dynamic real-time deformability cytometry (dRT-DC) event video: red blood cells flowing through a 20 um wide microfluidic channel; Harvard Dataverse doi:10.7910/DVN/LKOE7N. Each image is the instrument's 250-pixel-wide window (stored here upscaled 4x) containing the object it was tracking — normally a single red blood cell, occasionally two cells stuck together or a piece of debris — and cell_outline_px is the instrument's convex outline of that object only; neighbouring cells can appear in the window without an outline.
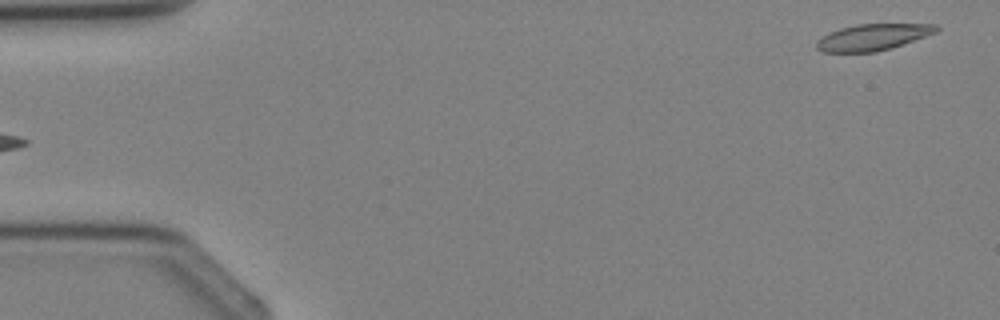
{"species": "Egyptian fruit bat (a non-hibernating species)", "species_latin": "Rousettus aegyptiacus", "temperature_condition": "cold", "stored_images_in_passage": 3, "segment_of_instrument_passage": [2, 2], "camera_frame_rate_fps": 3000, "um_per_image_px": 0.085, "animal": {"sex": "female"}, "frame": {"image": 1, "passage_image": 3, "time_ms": 2.333, "image_size_px": [1000, 320], "cell_outline_px": [[940, 28], [936, 32], [892, 48], [876, 52], [820, 52], [816, 48], [816, 40], [840, 28], [856, 24], [936, 24]], "centroid_in_image_um": [74.18, 3.16], "position_along_channel_um": 10.8, "area_um2": 18.32}}